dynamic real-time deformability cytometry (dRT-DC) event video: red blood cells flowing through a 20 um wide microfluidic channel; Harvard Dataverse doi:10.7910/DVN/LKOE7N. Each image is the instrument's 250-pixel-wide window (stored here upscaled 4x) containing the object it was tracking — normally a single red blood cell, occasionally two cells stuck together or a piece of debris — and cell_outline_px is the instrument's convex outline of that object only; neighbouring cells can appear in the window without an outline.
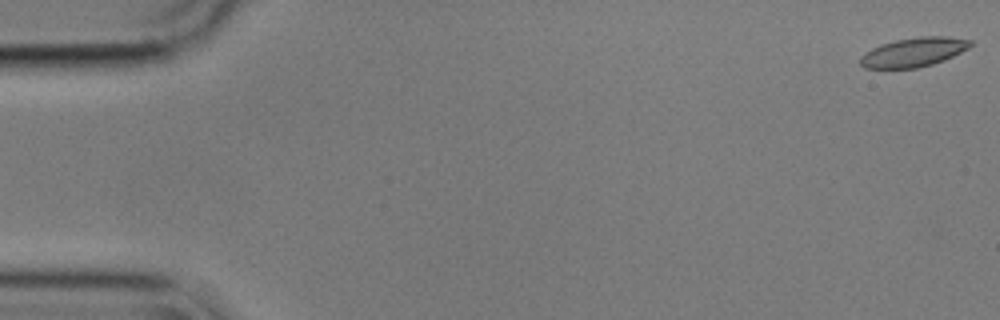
{"species": "common noctule bat (a hibernating species)", "species_latin": "Nyctalus noctula", "temperature_condition": "cold", "stored_images_in_passage": 56, "camera_frame_rate_fps": 3000, "um_per_image_px": 0.085, "animal": {"sex": "male", "body_mass_g": 17.9}, "frame": {"image": 1, "passage_image": 1, "time_ms": 0.0, "image_size_px": [1000, 320], "cell_outline_px": [[972, 44], [968, 48], [944, 60], [932, 64], [916, 68], [864, 68], [860, 64], [860, 56], [864, 52], [880, 44], [896, 40], [920, 36], [948, 36], [972, 40]], "centroid_in_image_um": [77.64, 4.43], "position_along_channel_um": 7.4, "area_um2": 18.73}}
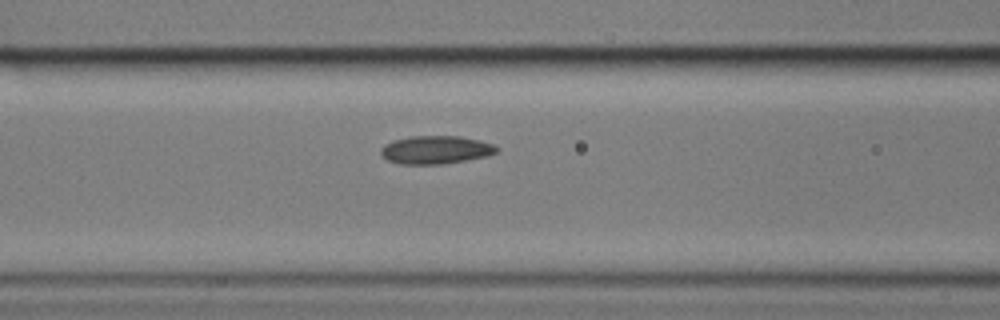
{"frame": {"image": 2, "passage_image": 23, "time_ms": 7.333, "image_size_px": [1000, 320], "cell_outline_px": [[500, 148], [496, 152], [488, 156], [444, 164], [400, 164], [388, 160], [380, 152], [380, 148], [384, 144], [392, 140], [412, 136], [460, 136], [492, 144]], "centroid_in_image_um": [37.02, 12.73], "position_along_channel_um": 129.6, "area_um2": 18.96}}
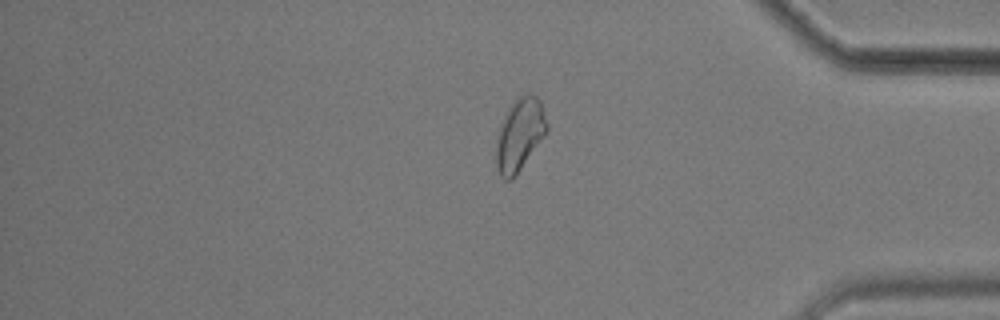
{"frame": {"image": 3, "passage_image": 47, "time_ms": 15.333, "image_size_px": [1000, 320], "cell_outline_px": [[548, 132], [512, 180], [504, 180], [500, 176], [496, 164], [496, 140], [504, 116], [508, 108], [520, 96], [528, 92], [532, 92], [540, 100], [548, 124]], "centroid_in_image_um": [44.19, 11.44], "position_along_channel_um": 391.0, "area_um2": 21.44}, "authors_computed_cell_mechanics": {"area_um2": 19.0451, "velocity_mm_per_s": 3.5565, "shape_relaxation_time_tau1_ms": null, "shape_relaxation_time_tau2_ms": 4.5092, "deformation_change_tau1": null, "deformation_change_tau2": 0.0818}}